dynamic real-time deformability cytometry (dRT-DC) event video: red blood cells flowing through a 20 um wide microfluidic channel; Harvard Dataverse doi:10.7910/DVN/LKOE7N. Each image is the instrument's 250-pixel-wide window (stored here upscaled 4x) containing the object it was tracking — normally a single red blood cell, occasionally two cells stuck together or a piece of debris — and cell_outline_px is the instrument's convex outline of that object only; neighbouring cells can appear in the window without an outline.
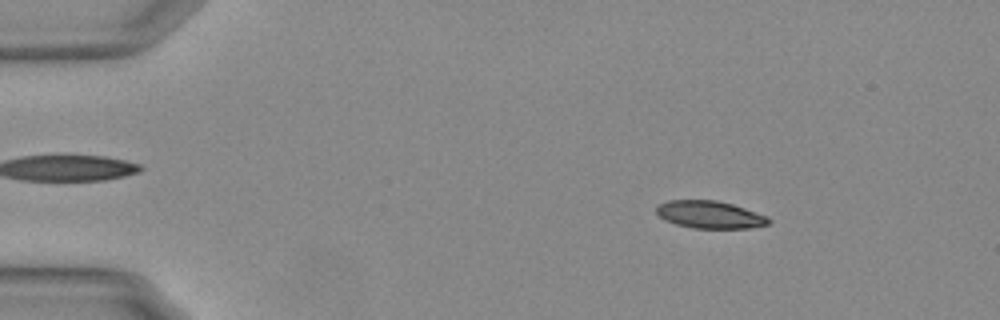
{"species": "Egyptian fruit bat (a non-hibernating species)", "species_latin": "Rousettus aegyptiacus", "temperature_condition": "warm", "stored_images_in_passage": 54, "camera_frame_rate_fps": 3000, "um_per_image_px": 0.085, "animal": {"sex": "female"}, "frame": {"image": 1, "passage_image": 8, "time_ms": 2.333, "image_size_px": [1000, 320], "cell_outline_px": [[772, 220], [768, 224], [748, 228], [692, 228], [676, 224], [664, 220], [656, 212], [656, 204], [668, 200], [716, 200], [732, 204], [768, 216]], "centroid_in_image_um": [60.31, 18.24], "position_along_channel_um": 24.7, "area_um2": 18.03}}
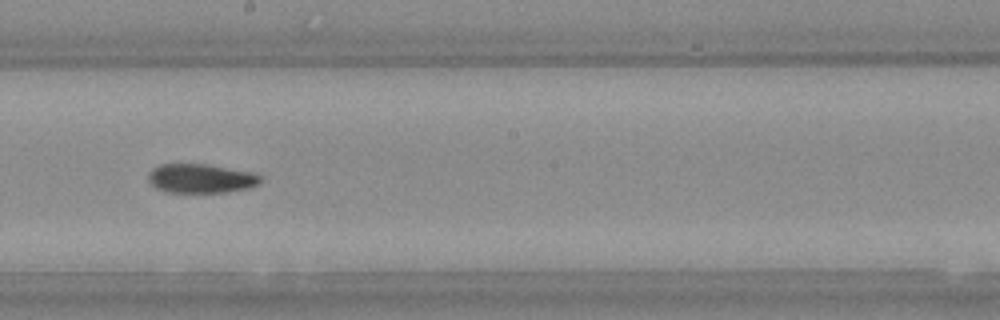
{"frame": {"image": 2, "passage_image": 31, "time_ms": 10.0, "image_size_px": [1000, 320], "cell_outline_px": [[260, 184], [252, 188], [228, 192], [164, 192], [156, 188], [148, 180], [148, 172], [152, 168], [160, 164], [208, 164], [256, 172], [260, 176]], "centroid_in_image_um": [17.11, 15.16], "position_along_channel_um": 231.1, "area_um2": 19.42}}
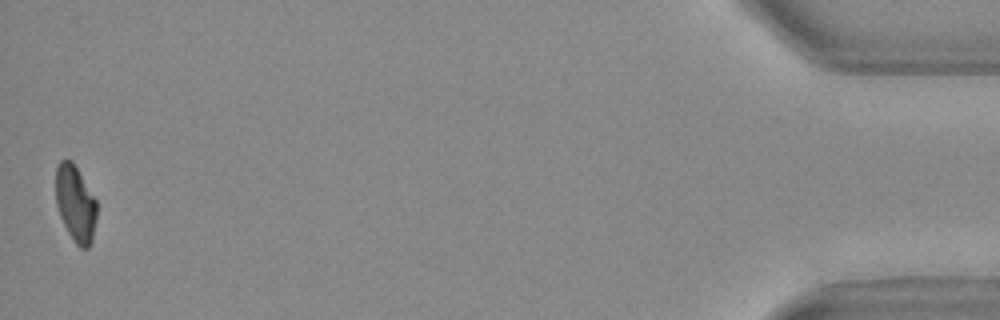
{"frame": {"image": 3, "passage_image": 54, "time_ms": 17.667, "image_size_px": [1000, 320], "cell_outline_px": [[96, 216], [92, 240], [88, 248], [80, 248], [76, 244], [68, 232], [60, 216], [56, 204], [56, 168], [60, 160], [72, 160], [96, 200]], "centroid_in_image_um": [6.4, 17.3], "position_along_channel_um": 428.8, "area_um2": 18.03}, "authors_computed_cell_mechanics": {"area_um2": 18.9873, "velocity_mm_per_s": 3.7508, "shape_relaxation_time_tau1_ms": 8.6295, "shape_relaxation_time_tau2_ms": 6.9505, "deformation_change_tau1": 0.2336, "deformation_change_tau2": 0.1252}}